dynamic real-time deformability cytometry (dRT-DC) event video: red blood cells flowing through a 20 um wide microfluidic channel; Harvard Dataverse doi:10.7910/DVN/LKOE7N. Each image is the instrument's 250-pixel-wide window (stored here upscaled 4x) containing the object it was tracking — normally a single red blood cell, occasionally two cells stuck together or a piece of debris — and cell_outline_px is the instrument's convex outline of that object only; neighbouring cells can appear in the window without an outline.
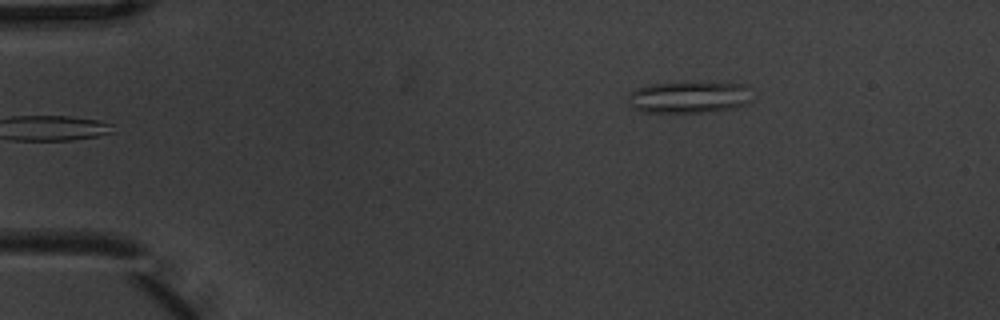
{"species": "common noctule bat (a hibernating species)", "species_latin": "Nyctalus noctula", "temperature_condition": "warm", "stored_images_in_passage": 6, "segment_of_instrument_passage": [2, 2], "camera_frame_rate_fps": 3000, "um_per_image_px": 0.085, "animal": {"sex": "male", "body_mass_g": 20.1, "forearm_length_mm": 53.5}, "frame": {"image": 1, "passage_image": 6, "time_ms": 1.667, "image_size_px": [1000, 320], "cell_outline_px": [[752, 100], [748, 104], [732, 108], [708, 112], [644, 112], [632, 108], [628, 96], [628, 92], [636, 88], [648, 84], [744, 84], [752, 88]], "centroid_in_image_um": [58.59, 8.29], "position_along_channel_um": 26.4, "area_um2": 22.66}}